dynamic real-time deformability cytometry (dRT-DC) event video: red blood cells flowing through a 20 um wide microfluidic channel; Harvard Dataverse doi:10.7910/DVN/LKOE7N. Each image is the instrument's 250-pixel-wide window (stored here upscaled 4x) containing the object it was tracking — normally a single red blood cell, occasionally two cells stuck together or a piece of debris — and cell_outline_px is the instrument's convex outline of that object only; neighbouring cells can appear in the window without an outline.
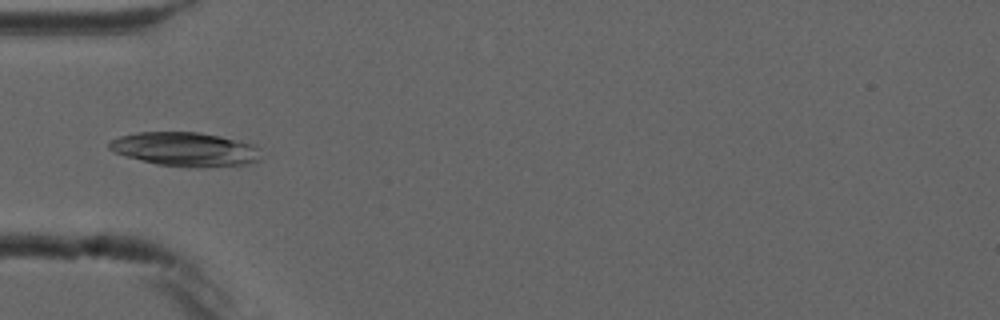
{"species": "common noctule bat (a hibernating species)", "species_latin": "Nyctalus noctula", "temperature_condition": "cold", "stored_images_in_passage": 5, "camera_frame_rate_fps": 3000, "um_per_image_px": 0.085, "animal": {"sex": "male", "forearm_length_mm": 52.5}, "frame": {"image": 1, "passage_image": 5, "time_ms": 4.667, "image_size_px": [1000, 320], "cell_outline_px": [[260, 160], [252, 164], [200, 168], [196, 168], [156, 164], [128, 156], [116, 152], [108, 148], [108, 144], [112, 140], [120, 136], [136, 132], [200, 132], [220, 136], [256, 144], [260, 148]], "centroid_in_image_um": [15.83, 12.69], "position_along_channel_um": 69.2, "area_um2": 30.35}}